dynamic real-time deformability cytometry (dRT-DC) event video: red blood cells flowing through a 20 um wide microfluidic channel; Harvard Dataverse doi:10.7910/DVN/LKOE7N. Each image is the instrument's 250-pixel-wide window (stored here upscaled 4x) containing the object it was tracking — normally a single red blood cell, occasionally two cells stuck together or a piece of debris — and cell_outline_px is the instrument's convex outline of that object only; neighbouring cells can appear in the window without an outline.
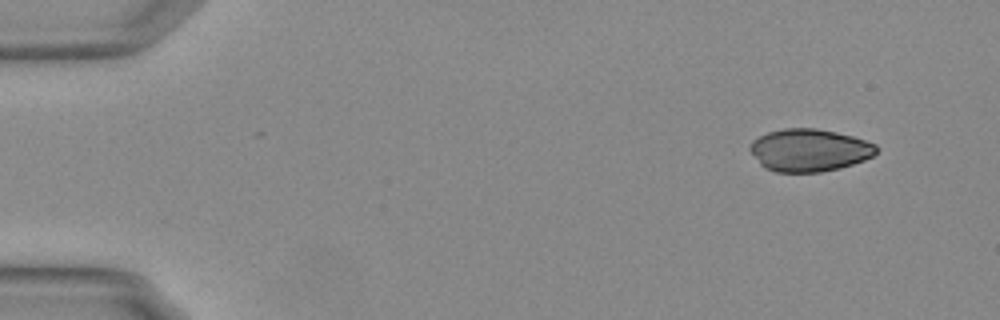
{"species": "Egyptian fruit bat (a non-hibernating species)", "species_latin": "Rousettus aegyptiacus", "temperature_condition": "warm", "stored_images_in_passage": 51, "camera_frame_rate_fps": 3000, "um_per_image_px": 0.085, "animal": {"sex": "female"}, "frame": {"image": 1, "passage_image": 1, "time_ms": 0.0, "image_size_px": [1000, 320], "cell_outline_px": [[876, 152], [872, 156], [864, 160], [840, 168], [820, 172], [776, 172], [764, 168], [760, 164], [748, 148], [752, 140], [768, 132], [784, 128], [816, 128], [836, 132], [852, 136], [876, 144]], "centroid_in_image_um": [68.76, 12.76], "position_along_channel_um": 16.2, "area_um2": 31.27}}
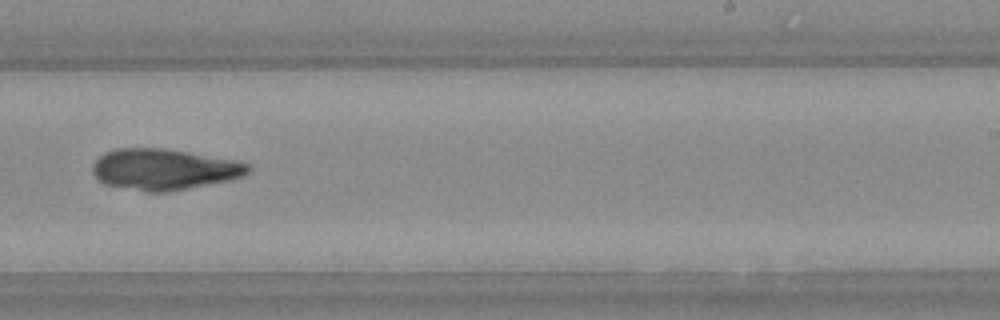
{"frame": {"image": 2, "passage_image": 31, "time_ms": 10.0, "image_size_px": [1000, 320], "cell_outline_px": [[252, 168], [244, 176], [228, 180], [172, 192], [148, 192], [104, 184], [92, 172], [92, 164], [104, 152], [116, 148], [164, 148], [188, 152], [232, 160], [248, 164]], "centroid_in_image_um": [13.91, 14.4], "position_along_channel_um": 275.1, "area_um2": 37.11}}
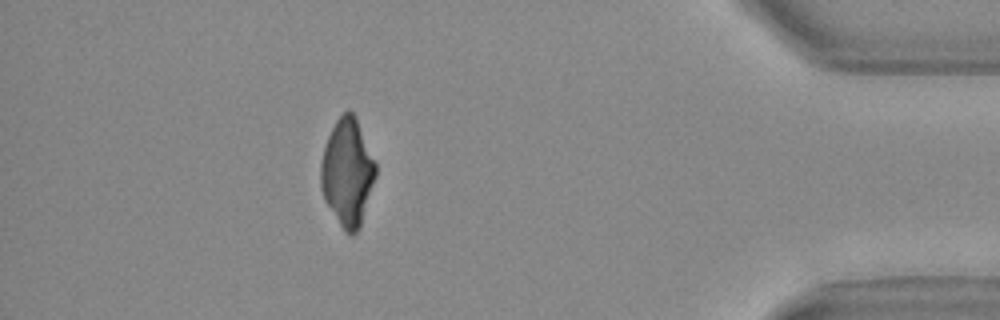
{"frame": {"image": 3, "passage_image": 45, "time_ms": 14.667, "image_size_px": [1000, 320], "cell_outline_px": [[376, 176], [360, 228], [352, 236], [344, 232], [324, 200], [320, 184], [320, 164], [324, 148], [328, 136], [336, 120], [348, 108], [356, 116], [376, 164]], "centroid_in_image_um": [29.53, 14.67], "position_along_channel_um": 405.7, "area_um2": 34.45}}